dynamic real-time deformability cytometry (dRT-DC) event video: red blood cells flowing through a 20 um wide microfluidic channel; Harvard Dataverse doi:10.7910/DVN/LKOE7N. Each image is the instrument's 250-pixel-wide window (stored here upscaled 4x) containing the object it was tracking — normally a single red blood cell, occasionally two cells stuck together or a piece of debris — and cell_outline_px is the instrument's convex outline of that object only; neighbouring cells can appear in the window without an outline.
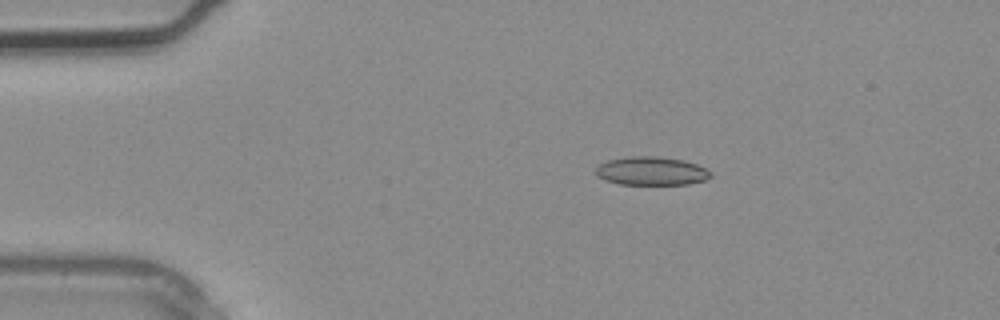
{"species": "common noctule bat (a hibernating species)", "species_latin": "Nyctalus noctula", "temperature_condition": "warm", "stored_images_in_passage": 4, "segment_of_instrument_passage": [2, 2], "camera_frame_rate_fps": 3000, "um_per_image_px": 0.085, "animal": {"sex": "male", "body_mass_g": 20.4}, "frame": {"image": 1, "passage_image": 4, "time_ms": 1.0, "image_size_px": [1000, 320], "cell_outline_px": [[712, 176], [704, 180], [688, 184], [620, 184], [604, 180], [596, 176], [596, 168], [600, 164], [608, 160], [632, 156], [656, 156], [684, 160], [696, 164], [704, 168]], "centroid_in_image_um": [55.33, 14.53], "position_along_channel_um": 29.7, "area_um2": 18.9}}